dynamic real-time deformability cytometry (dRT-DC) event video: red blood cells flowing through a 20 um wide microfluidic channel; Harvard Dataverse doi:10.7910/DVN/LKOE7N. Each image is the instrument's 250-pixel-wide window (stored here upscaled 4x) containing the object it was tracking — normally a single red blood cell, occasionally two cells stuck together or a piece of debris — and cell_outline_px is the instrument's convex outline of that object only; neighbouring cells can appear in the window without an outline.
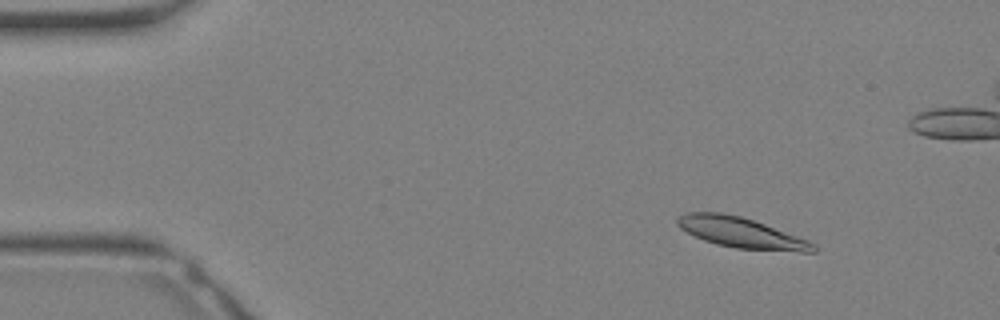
{"species": "Egyptian fruit bat (a non-hibernating species)", "species_latin": "Rousettus aegyptiacus", "temperature_condition": "warm", "stored_images_in_passage": 33, "camera_frame_rate_fps": 3000, "um_per_image_px": 0.085, "animal": {"sex": "female"}, "frame": {"image": 1, "passage_image": 4, "time_ms": 1.0, "image_size_px": [1000, 320], "cell_outline_px": [[816, 252], [800, 252], [736, 248], [716, 244], [704, 240], [680, 228], [676, 224], [676, 220], [680, 216], [688, 212], [720, 212], [740, 216], [764, 224], [808, 240], [816, 244]], "centroid_in_image_um": [63.01, 19.78], "position_along_channel_um": 22.0, "area_um2": 23.87}}
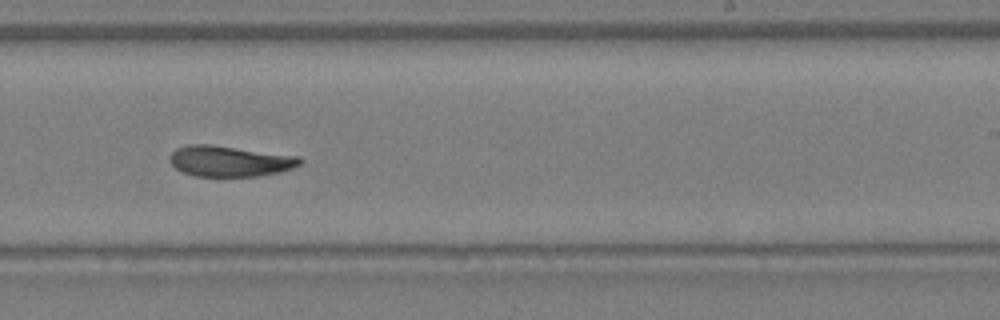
{"frame": {"image": 2, "passage_image": 20, "time_ms": 6.333, "image_size_px": [1000, 320], "cell_outline_px": [[304, 160], [300, 164], [292, 168], [280, 172], [260, 176], [196, 176], [184, 172], [176, 168], [168, 160], [172, 152], [176, 148], [188, 144], [212, 144], [300, 156]], "centroid_in_image_um": [19.55, 13.68], "position_along_channel_um": 269.5, "area_um2": 23.52}}
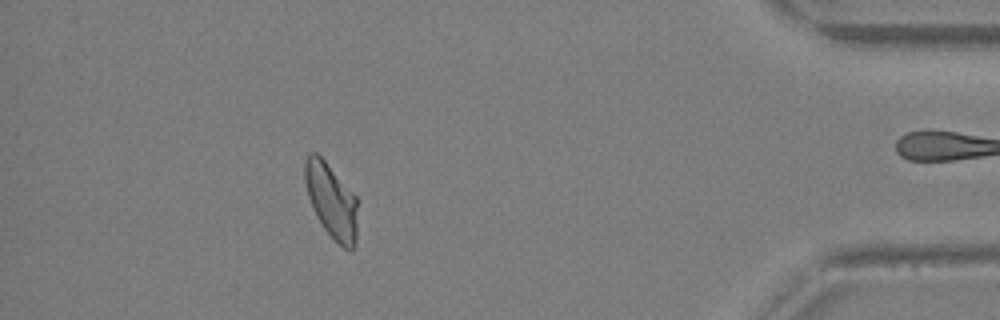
{"frame": {"image": 3, "passage_image": 29, "time_ms": 9.333, "image_size_px": [1000, 320], "cell_outline_px": [[356, 248], [352, 252], [348, 252], [324, 228], [316, 216], [312, 208], [308, 196], [304, 180], [304, 160], [308, 152], [316, 152], [324, 160], [356, 196]], "centroid_in_image_um": [28.15, 17.07], "position_along_channel_um": 407.1, "area_um2": 22.89}}